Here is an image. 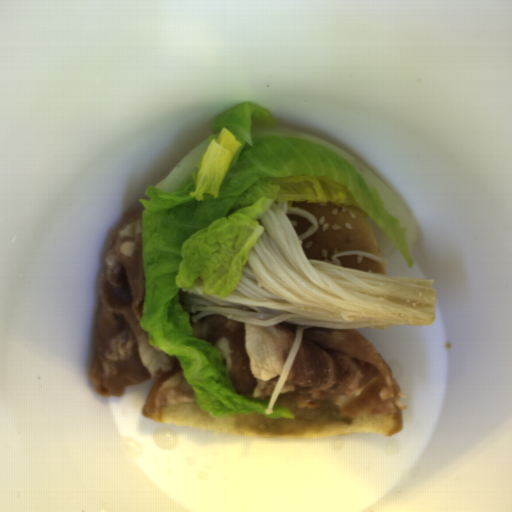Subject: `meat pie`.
Instances as JSON below:
<instances>
[{"instance_id":"b5893723","label":"meat pie","mask_w":512,"mask_h":512,"mask_svg":"<svg viewBox=\"0 0 512 512\" xmlns=\"http://www.w3.org/2000/svg\"><path fill=\"white\" fill-rule=\"evenodd\" d=\"M274 405L287 406L295 418H268L262 413L234 414L235 422L242 428L274 434H308L321 430L343 427L352 423L353 416L342 415L333 407L312 409L301 407L288 398L275 399Z\"/></svg>"}]
</instances>
